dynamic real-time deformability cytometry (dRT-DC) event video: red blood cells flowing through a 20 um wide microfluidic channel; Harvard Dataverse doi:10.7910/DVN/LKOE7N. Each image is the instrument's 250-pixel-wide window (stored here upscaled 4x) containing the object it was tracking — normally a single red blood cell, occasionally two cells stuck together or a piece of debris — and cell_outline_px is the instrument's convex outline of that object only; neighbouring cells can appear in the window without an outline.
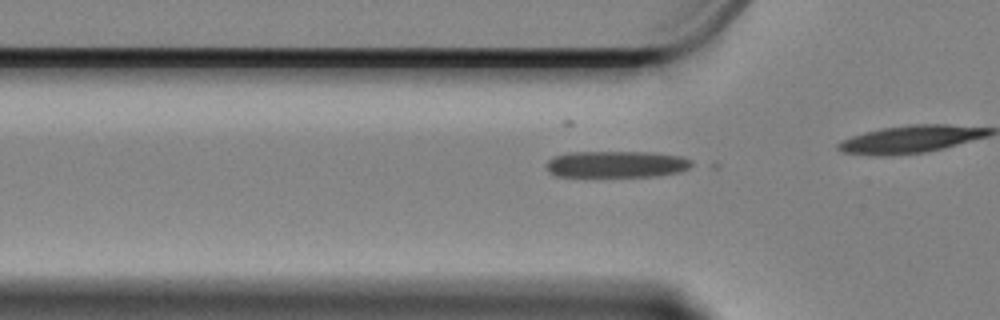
{"species": "Egyptian fruit bat (a non-hibernating species)", "species_latin": "Rousettus aegyptiacus", "temperature_condition": "cold", "stored_images_in_passage": 34, "camera_frame_rate_fps": 3000, "um_per_image_px": 0.085, "animal": {"sex": "female"}, "frame": {"image": 1, "passage_image": 7, "time_ms": 2.0, "image_size_px": [1000, 320], "cell_outline_px": [[696, 164], [680, 172], [660, 176], [556, 176], [548, 168], [548, 160], [552, 156], [568, 152], [656, 152], [684, 156], [692, 160]], "centroid_in_image_um": [52.5, 13.94], "position_along_channel_um": 73.3, "area_um2": 22.77}}
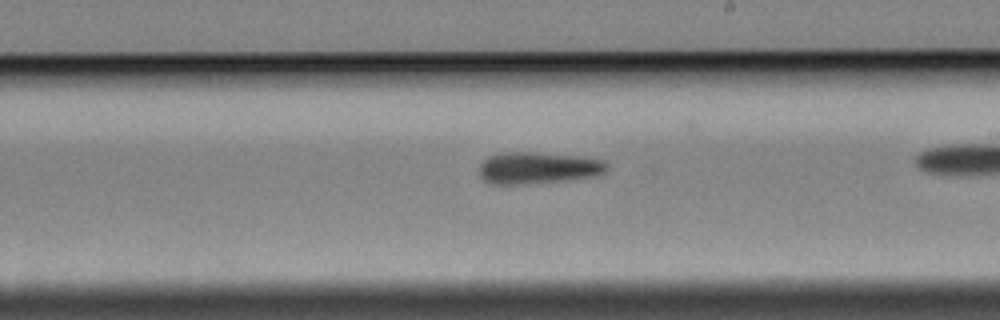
{"frame": {"image": 2, "passage_image": 22, "time_ms": 7.0, "image_size_px": [1000, 320], "cell_outline_px": [[608, 168], [604, 172], [596, 176], [568, 180], [524, 184], [488, 184], [480, 176], [480, 164], [488, 156], [496, 152], [532, 152], [580, 156], [604, 160], [608, 164]], "centroid_in_image_um": [45.72, 14.27], "position_along_channel_um": 243.3, "area_um2": 23.93}}
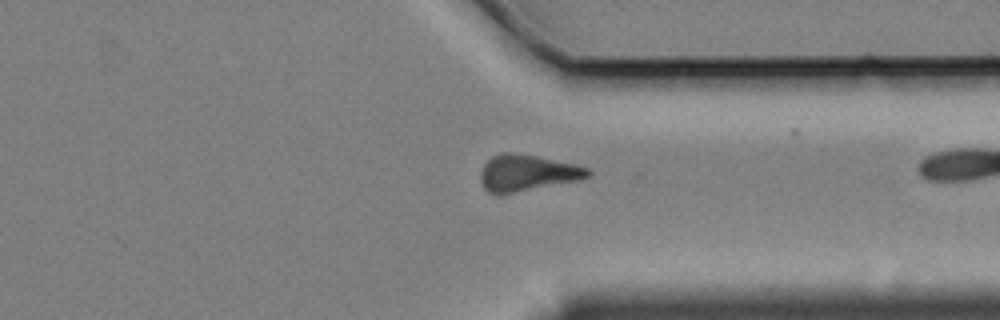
{"frame": {"image": 3, "passage_image": 33, "time_ms": 10.667, "image_size_px": [1000, 320], "cell_outline_px": [[592, 172], [588, 176], [580, 180], [496, 196], [488, 192], [484, 188], [480, 180], [480, 172], [484, 164], [492, 156], [500, 152], [512, 152], [536, 156], [576, 164], [588, 168]], "centroid_in_image_um": [44.77, 14.71], "position_along_channel_um": 366.6, "area_um2": 23.0}}